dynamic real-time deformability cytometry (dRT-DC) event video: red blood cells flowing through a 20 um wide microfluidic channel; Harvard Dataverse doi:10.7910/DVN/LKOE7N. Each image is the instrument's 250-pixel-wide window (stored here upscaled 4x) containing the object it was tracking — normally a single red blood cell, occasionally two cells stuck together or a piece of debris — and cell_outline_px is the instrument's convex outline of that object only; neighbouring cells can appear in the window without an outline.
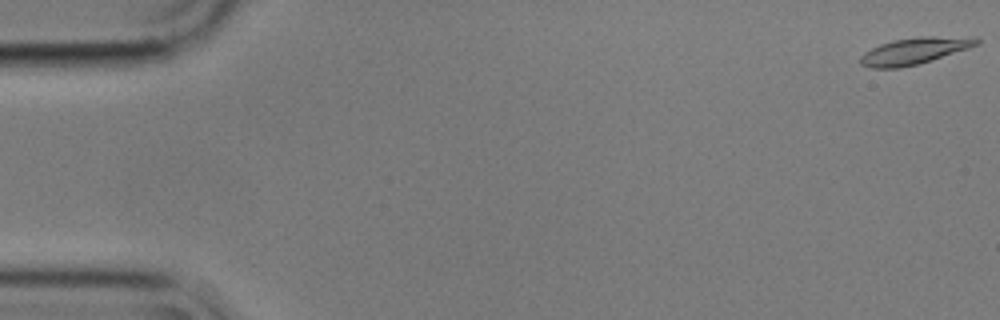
{"species": "common noctule bat (a hibernating species)", "species_latin": "Nyctalus noctula", "temperature_condition": "cold", "stored_images_in_passage": 15, "camera_frame_rate_fps": 3000, "um_per_image_px": 0.085, "animal": {"sex": "male", "body_mass_g": 17.9}, "frame": {"image": 1, "passage_image": 1, "time_ms": 0.0, "image_size_px": [1000, 320], "cell_outline_px": [[980, 44], [932, 60], [900, 68], [872, 68], [860, 64], [860, 56], [864, 52], [880, 44], [892, 40], [920, 36], [932, 36], [980, 40]], "centroid_in_image_um": [77.62, 4.34], "position_along_channel_um": 7.4, "area_um2": 17.57}}
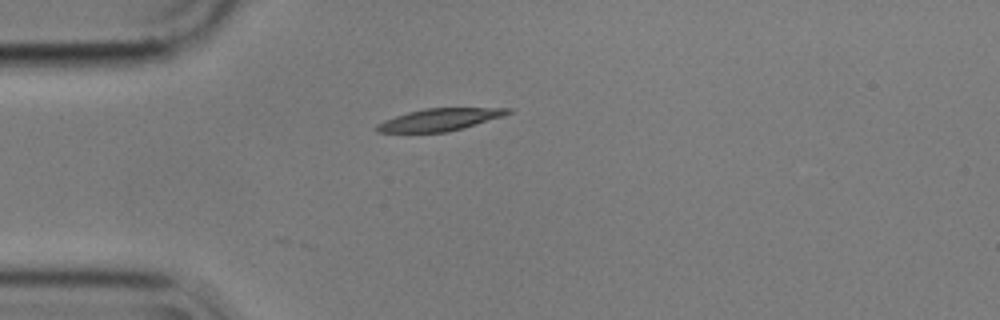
{"frame": {"image": 2, "passage_image": 15, "time_ms": 4.667, "image_size_px": [1000, 320], "cell_outline_px": [[512, 112], [464, 128], [448, 132], [376, 132], [376, 124], [384, 120], [408, 112], [424, 108], [512, 108]], "centroid_in_image_um": [37.33, 10.17], "position_along_channel_um": 47.7, "area_um2": 16.76}}